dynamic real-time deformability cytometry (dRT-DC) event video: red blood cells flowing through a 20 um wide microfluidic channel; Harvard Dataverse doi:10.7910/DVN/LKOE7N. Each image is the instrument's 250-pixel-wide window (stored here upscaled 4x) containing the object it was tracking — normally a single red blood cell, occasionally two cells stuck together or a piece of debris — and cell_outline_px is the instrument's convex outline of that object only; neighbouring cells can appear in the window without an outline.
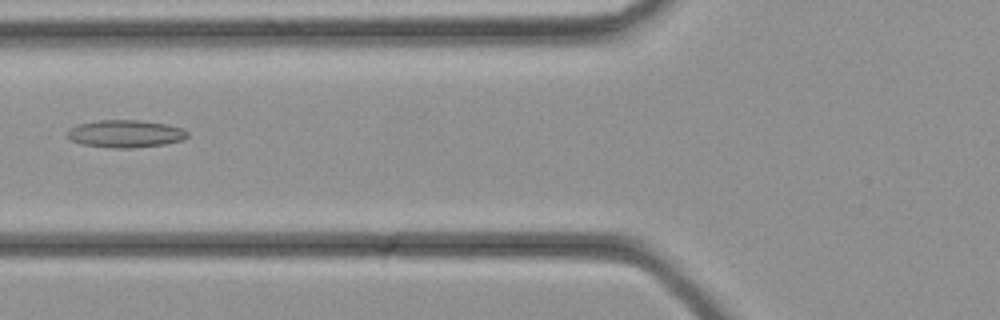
{"species": "common noctule bat (a hibernating species)", "species_latin": "Nyctalus noctula", "temperature_condition": "cold", "stored_images_in_passage": 24, "camera_frame_rate_fps": 3000, "um_per_image_px": 0.085, "animal": {"sex": "female", "body_mass_g": 21.9}, "frame": {"image": 1, "passage_image": 5, "time_ms": 1.333, "image_size_px": [1000, 320], "cell_outline_px": [[188, 136], [184, 140], [164, 144], [132, 148], [112, 148], [80, 144], [72, 140], [68, 136], [68, 128], [76, 124], [96, 120], [140, 120], [168, 124], [184, 128], [188, 132]], "centroid_in_image_um": [10.67, 11.36], "position_along_channel_um": 115.1, "area_um2": 19.54}}
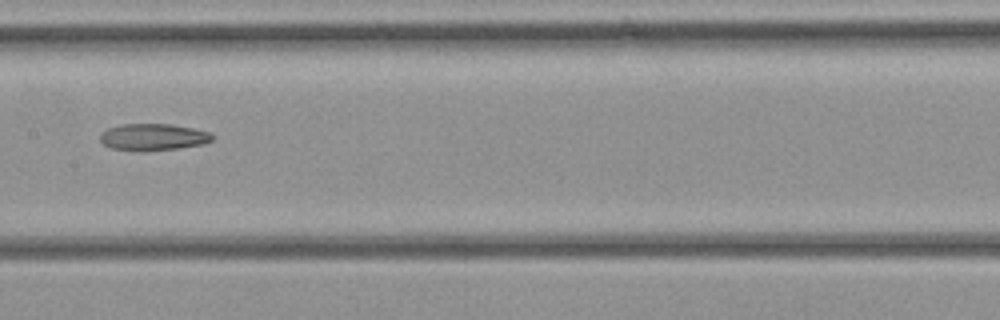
{"frame": {"image": 2, "passage_image": 9, "time_ms": 2.667, "image_size_px": [1000, 320], "cell_outline_px": [[212, 140], [204, 144], [176, 148], [144, 152], [112, 148], [104, 144], [100, 140], [100, 136], [108, 128], [120, 124], [172, 124], [192, 128], [208, 132], [212, 136]], "centroid_in_image_um": [13.0, 11.65], "position_along_channel_um": 194.4, "area_um2": 17.4}}
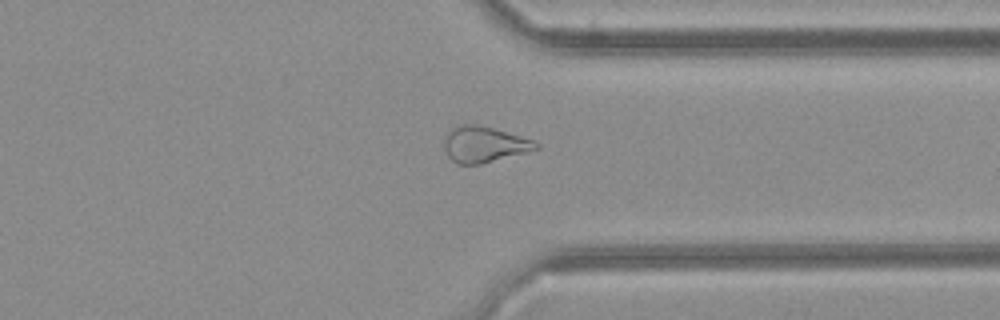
{"frame": {"image": 3, "passage_image": 18, "time_ms": 5.667, "image_size_px": [1000, 320], "cell_outline_px": [[540, 148], [480, 164], [456, 164], [448, 156], [444, 148], [444, 136], [452, 128], [464, 124], [476, 124], [492, 128], [532, 140], [540, 144]], "centroid_in_image_um": [41.11, 12.28], "position_along_channel_um": 370.3, "area_um2": 18.9}}